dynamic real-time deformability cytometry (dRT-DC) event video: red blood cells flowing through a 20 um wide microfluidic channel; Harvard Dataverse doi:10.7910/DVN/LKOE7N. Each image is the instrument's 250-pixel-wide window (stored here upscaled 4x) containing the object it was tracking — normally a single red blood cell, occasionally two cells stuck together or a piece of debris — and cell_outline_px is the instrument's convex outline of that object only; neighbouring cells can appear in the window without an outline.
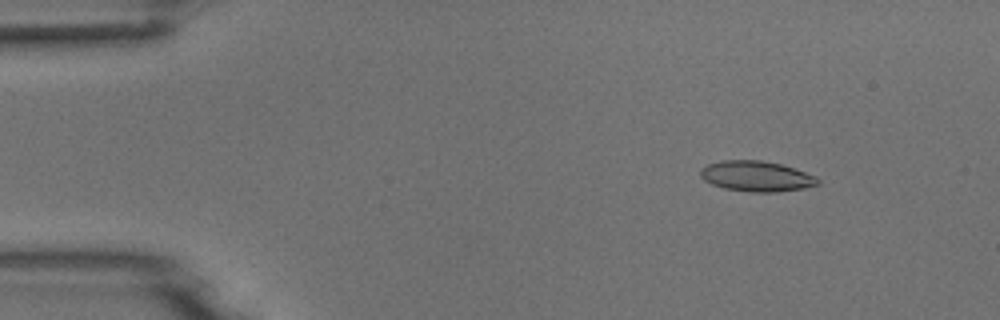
{"species": "common noctule bat (a hibernating species)", "species_latin": "Nyctalus noctula", "temperature_condition": "room temperature", "stored_images_in_passage": 53, "camera_frame_rate_fps": 3000, "um_per_image_px": 0.085, "animal": {"sex": "male", "body_mass_g": 18.8}, "frame": {"image": 1, "passage_image": 7, "time_ms": 2.0, "image_size_px": [1000, 320], "cell_outline_px": [[820, 184], [804, 188], [776, 192], [752, 192], [724, 188], [712, 184], [704, 180], [700, 176], [700, 168], [708, 164], [720, 160], [760, 160], [780, 164], [816, 176], [820, 180]], "centroid_in_image_um": [64.28, 14.98], "position_along_channel_um": 20.7, "area_um2": 20.81}}
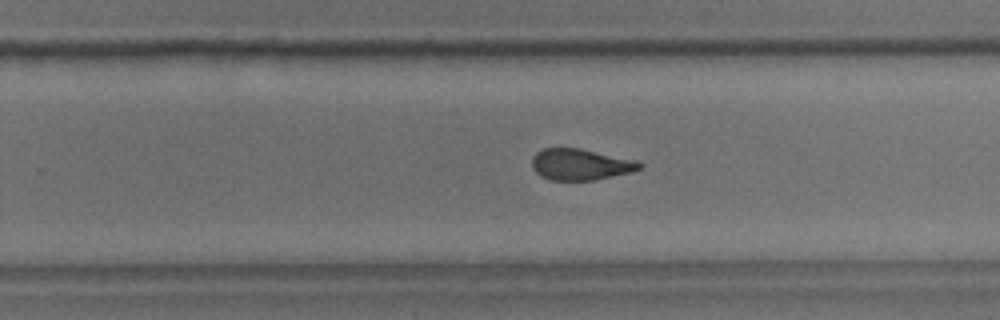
{"frame": {"image": 2, "passage_image": 34, "time_ms": 11.0, "image_size_px": [1000, 320], "cell_outline_px": [[644, 164], [640, 168], [632, 172], [592, 180], [552, 180], [540, 176], [532, 168], [532, 156], [536, 152], [544, 148], [580, 148], [636, 160]], "centroid_in_image_um": [49.32, 13.97], "position_along_channel_um": 280.5, "area_um2": 19.59}}
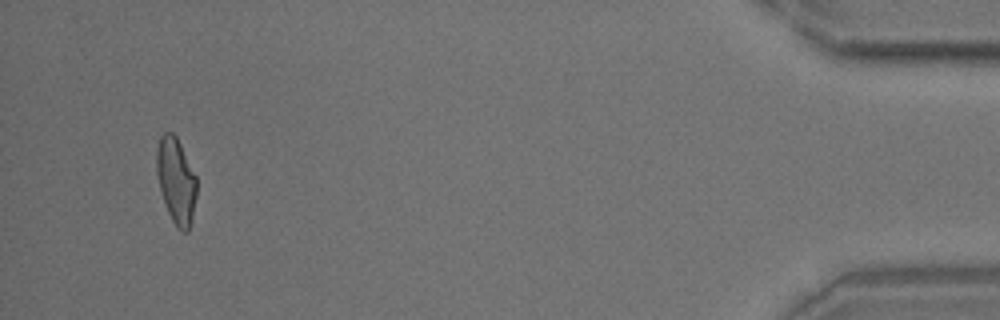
{"frame": {"image": 3, "passage_image": 51, "time_ms": 16.667, "image_size_px": [1000, 320], "cell_outline_px": [[196, 196], [192, 220], [188, 232], [180, 232], [176, 228], [168, 212], [160, 188], [156, 172], [156, 148], [160, 136], [164, 132], [172, 132], [176, 136], [196, 176]], "centroid_in_image_um": [14.96, 15.37], "position_along_channel_um": 420.2, "area_um2": 20.06}}